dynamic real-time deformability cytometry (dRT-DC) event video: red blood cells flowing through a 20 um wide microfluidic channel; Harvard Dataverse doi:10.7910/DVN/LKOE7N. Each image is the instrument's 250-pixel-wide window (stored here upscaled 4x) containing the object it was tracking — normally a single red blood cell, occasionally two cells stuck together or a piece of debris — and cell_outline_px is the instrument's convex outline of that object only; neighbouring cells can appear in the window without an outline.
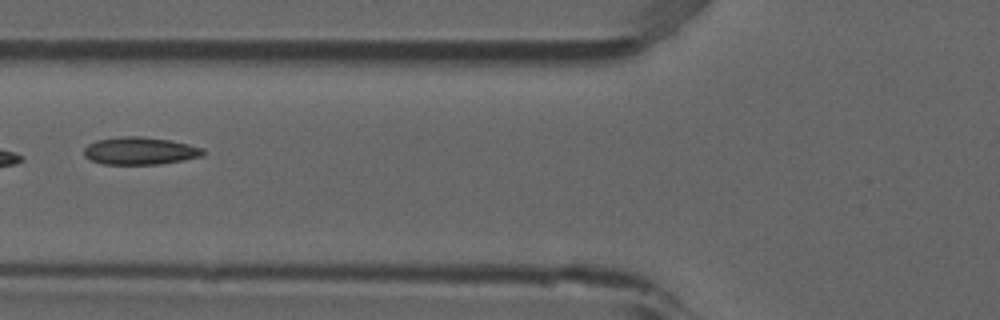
{"species": "common noctule bat (a hibernating species)", "species_latin": "Nyctalus noctula", "temperature_condition": "room temperature", "stored_images_in_passage": 3, "camera_frame_rate_fps": 3000, "um_per_image_px": 0.085, "animal": {"sex": "male", "forearm_length_mm": 52.5}, "frame": {"image": 1, "passage_image": 2, "time_ms": 0.333, "image_size_px": [1000, 320], "cell_outline_px": [[204, 156], [184, 160], [160, 164], [100, 164], [84, 156], [84, 148], [88, 144], [96, 140], [120, 136], [140, 136], [172, 140], [204, 148]], "centroid_in_image_um": [11.91, 12.82], "position_along_channel_um": 113.9, "area_um2": 19.31}}
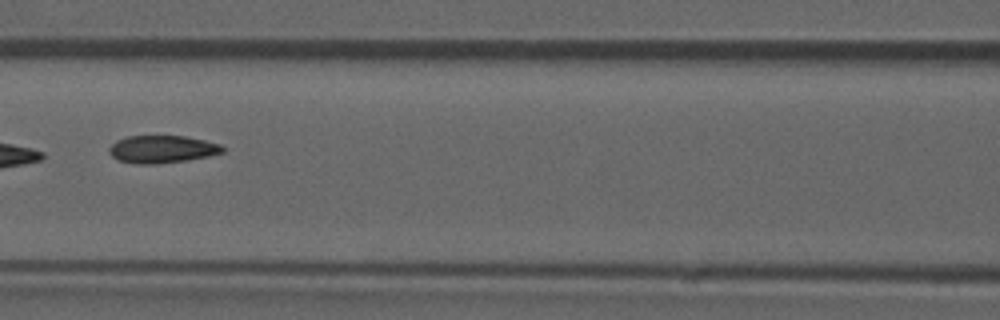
{"frame": {"image": 2, "passage_image": 3, "time_ms": 0.667, "image_size_px": [1000, 320], "cell_outline_px": [[224, 152], [208, 156], [188, 160], [156, 164], [136, 164], [120, 160], [112, 156], [108, 152], [108, 148], [116, 140], [128, 136], [184, 136], [204, 140], [220, 144], [224, 148]], "centroid_in_image_um": [13.77, 12.68], "position_along_channel_um": 152.8, "area_um2": 18.21}}